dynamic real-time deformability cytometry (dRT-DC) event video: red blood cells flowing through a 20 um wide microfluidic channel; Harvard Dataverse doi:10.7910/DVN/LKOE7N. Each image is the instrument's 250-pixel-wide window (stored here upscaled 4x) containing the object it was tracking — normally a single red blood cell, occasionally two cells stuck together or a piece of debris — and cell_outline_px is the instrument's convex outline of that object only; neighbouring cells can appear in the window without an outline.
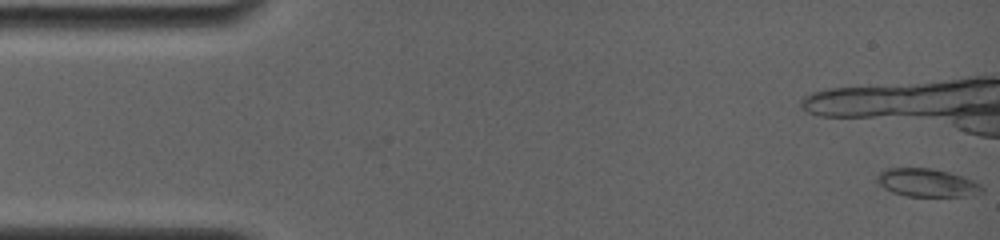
{"species": "common noctule bat (a hibernating species)", "species_latin": "Nyctalus noctula", "temperature_condition": "room temperature", "stored_images_in_passage": 12, "camera_frame_rate_fps": 4000, "um_per_image_px": 0.085, "animal": {"sex": "female", "body_mass_g": 19.0, "forearm_length_mm": 56.7}, "frame": {"image": 1, "passage_image": 1, "time_ms": 0.0, "image_size_px": [1000, 240], "cell_outline_px": [[984, 192], [976, 196], [904, 196], [892, 192], [884, 188], [876, 180], [876, 176], [880, 172], [888, 168], [932, 168], [964, 176], [980, 184], [984, 188]], "centroid_in_image_um": [78.84, 15.54], "position_along_channel_um": 6.2, "area_um2": 17.4}}